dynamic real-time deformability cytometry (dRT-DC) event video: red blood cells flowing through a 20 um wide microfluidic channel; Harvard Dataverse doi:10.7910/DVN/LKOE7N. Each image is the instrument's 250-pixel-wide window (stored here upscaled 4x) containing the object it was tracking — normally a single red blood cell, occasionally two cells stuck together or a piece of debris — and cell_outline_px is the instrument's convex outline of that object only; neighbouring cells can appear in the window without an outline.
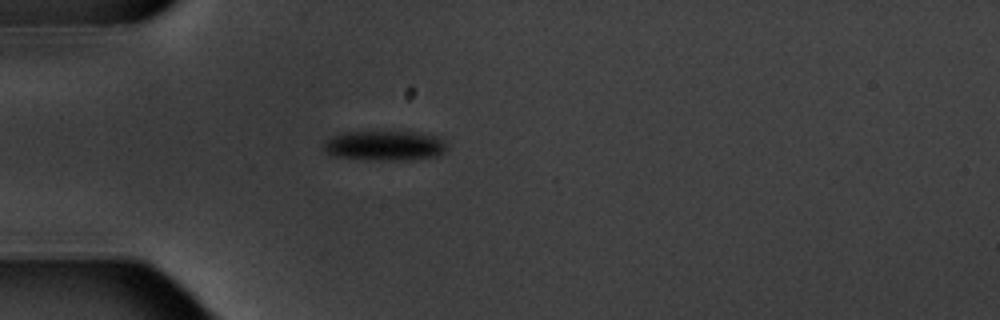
{"species": "common noctule bat (a hibernating species)", "species_latin": "Nyctalus noctula", "temperature_condition": "warm", "stored_images_in_passage": 1, "camera_frame_rate_fps": 3000, "um_per_image_px": 0.085, "animal": {"sex": "male", "body_mass_g": 20.1, "forearm_length_mm": 53.5}, "frame": {"image": 1, "passage_image": 1, "time_ms": 0.0, "image_size_px": [1000, 320], "cell_outline_px": [[448, 148], [440, 156], [412, 160], [372, 160], [332, 156], [324, 148], [324, 140], [332, 136], [344, 132], [416, 132], [440, 136], [444, 140]], "centroid_in_image_um": [32.76, 12.38], "position_along_channel_um": 52.2, "area_um2": 21.79}}